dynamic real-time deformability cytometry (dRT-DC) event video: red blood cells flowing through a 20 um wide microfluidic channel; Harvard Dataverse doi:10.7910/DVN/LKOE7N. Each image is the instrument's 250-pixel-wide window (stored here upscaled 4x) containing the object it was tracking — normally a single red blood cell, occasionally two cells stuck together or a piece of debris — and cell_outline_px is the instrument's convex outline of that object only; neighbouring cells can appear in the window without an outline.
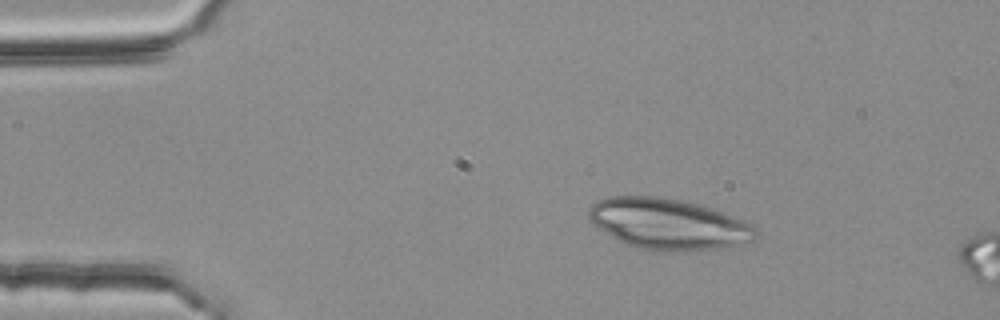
{"species": "common noctule bat (a hibernating species)", "species_latin": "Nyctalus noctula", "temperature_condition": "room temperature", "stored_images_in_passage": 2, "camera_frame_rate_fps": 3000, "um_per_image_px": 0.085, "animal": {"sex": "female", "body_mass_g": 25.1}, "frame": {"image": 1, "passage_image": 1, "time_ms": 0.0, "image_size_px": [1000, 320], "cell_outline_px": [[756, 236], [752, 240], [724, 248], [664, 252], [660, 252], [636, 248], [624, 244], [616, 240], [592, 224], [588, 216], [588, 208], [596, 200], [608, 196], [656, 196], [680, 200], [712, 208], [724, 212], [756, 228]], "centroid_in_image_um": [56.72, 19.05], "position_along_channel_um": 28.3, "area_um2": 49.65}}